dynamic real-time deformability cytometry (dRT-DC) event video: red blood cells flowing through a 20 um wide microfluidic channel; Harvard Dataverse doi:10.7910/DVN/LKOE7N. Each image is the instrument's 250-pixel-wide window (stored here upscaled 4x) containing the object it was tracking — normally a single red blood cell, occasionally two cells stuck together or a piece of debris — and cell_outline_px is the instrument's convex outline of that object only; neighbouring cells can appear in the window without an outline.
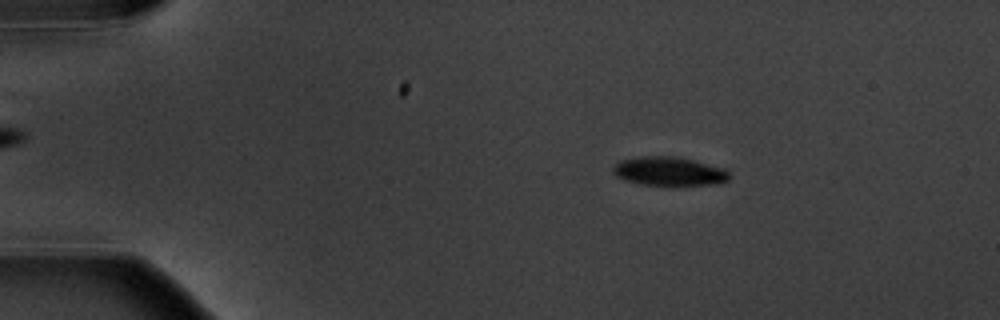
{"species": "common noctule bat (a hibernating species)", "species_latin": "Nyctalus noctula", "temperature_condition": "warm", "stored_images_in_passage": 5, "camera_frame_rate_fps": 3000, "um_per_image_px": 0.085, "animal": {"sex": "male", "body_mass_g": 20.1, "forearm_length_mm": 53.5}, "frame": {"image": 1, "passage_image": 2, "time_ms": 1.333, "image_size_px": [1000, 320], "cell_outline_px": [[728, 180], [712, 184], [644, 184], [624, 180], [616, 176], [612, 172], [612, 168], [620, 160], [640, 156], [676, 156], [724, 168], [728, 172]], "centroid_in_image_um": [56.81, 14.53], "position_along_channel_um": 28.2, "area_um2": 19.07}}
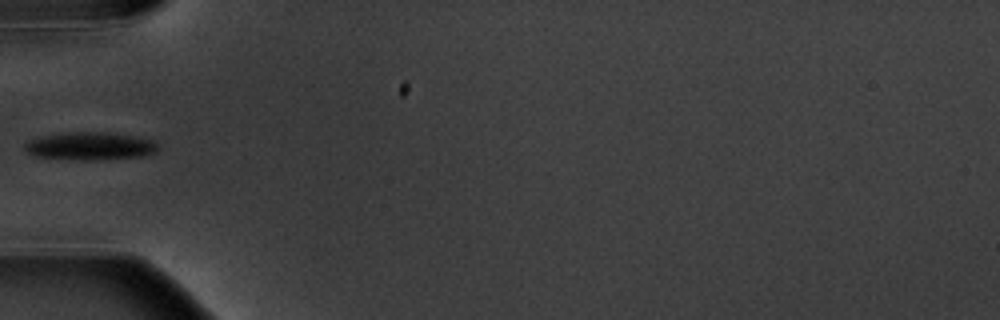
{"frame": {"image": 2, "passage_image": 5, "time_ms": 4.667, "image_size_px": [1000, 320], "cell_outline_px": [[160, 148], [156, 152], [144, 156], [104, 160], [72, 160], [36, 156], [24, 152], [24, 144], [28, 140], [40, 136], [68, 132], [108, 132], [132, 136], [152, 140]], "centroid_in_image_um": [7.63, 12.43], "position_along_channel_um": 77.4, "area_um2": 21.96}}